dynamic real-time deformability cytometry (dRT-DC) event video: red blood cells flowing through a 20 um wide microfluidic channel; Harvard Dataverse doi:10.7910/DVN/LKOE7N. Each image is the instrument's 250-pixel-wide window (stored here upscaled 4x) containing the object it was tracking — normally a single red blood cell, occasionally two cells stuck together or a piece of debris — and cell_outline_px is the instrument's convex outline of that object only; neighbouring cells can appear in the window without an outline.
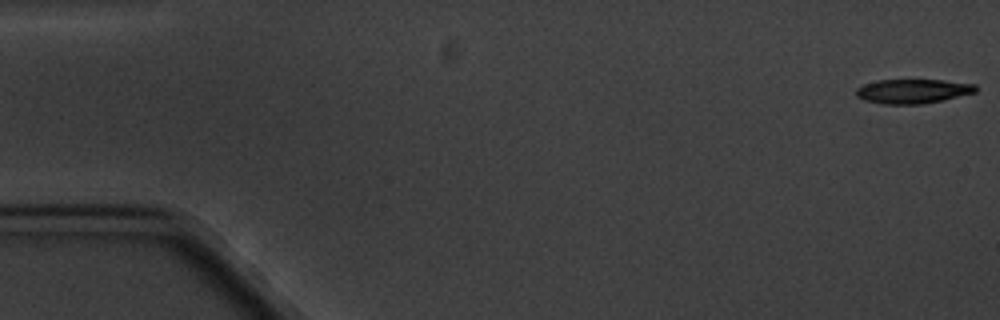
{"species": "common noctule bat (a hibernating species)", "species_latin": "Nyctalus noctula", "temperature_condition": "cold", "stored_images_in_passage": 5, "camera_frame_rate_fps": 3000, "um_per_image_px": 0.085, "animal": {"sex": "male", "body_mass_g": 20.1, "forearm_length_mm": 53.5}, "frame": {"image": 1, "passage_image": 1, "time_ms": 0.0, "image_size_px": [1000, 320], "cell_outline_px": [[976, 92], [944, 100], [920, 104], [884, 104], [864, 100], [856, 96], [856, 88], [864, 84], [880, 80], [944, 80], [976, 84]], "centroid_in_image_um": [77.59, 7.75], "position_along_channel_um": 7.4, "area_um2": 16.94}}